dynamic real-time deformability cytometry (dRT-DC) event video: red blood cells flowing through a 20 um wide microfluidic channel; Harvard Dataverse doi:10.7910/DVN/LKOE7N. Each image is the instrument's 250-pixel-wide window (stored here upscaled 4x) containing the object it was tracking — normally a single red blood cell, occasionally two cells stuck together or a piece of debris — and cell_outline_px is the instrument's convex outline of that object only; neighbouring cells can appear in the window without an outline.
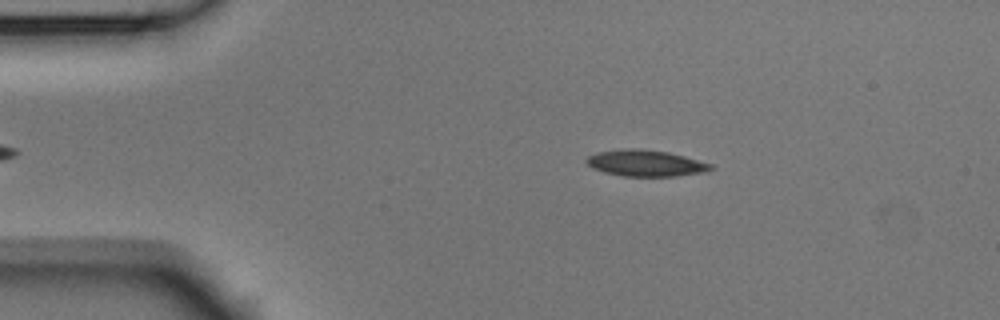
{"species": "Egyptian fruit bat (a non-hibernating species)", "species_latin": "Rousettus aegyptiacus", "temperature_condition": "room temperature", "stored_images_in_passage": 2, "camera_frame_rate_fps": 3000, "um_per_image_px": 0.085, "animal": {"sex": "male"}, "frame": {"image": 1, "passage_image": 1, "time_ms": 0.0, "image_size_px": [1000, 320], "cell_outline_px": [[716, 168], [704, 172], [676, 176], [624, 176], [604, 172], [592, 168], [584, 160], [588, 156], [596, 152], [620, 148], [640, 148], [668, 152], [684, 156], [712, 164]], "centroid_in_image_um": [54.86, 13.86], "position_along_channel_um": 30.1, "area_um2": 19.25}}